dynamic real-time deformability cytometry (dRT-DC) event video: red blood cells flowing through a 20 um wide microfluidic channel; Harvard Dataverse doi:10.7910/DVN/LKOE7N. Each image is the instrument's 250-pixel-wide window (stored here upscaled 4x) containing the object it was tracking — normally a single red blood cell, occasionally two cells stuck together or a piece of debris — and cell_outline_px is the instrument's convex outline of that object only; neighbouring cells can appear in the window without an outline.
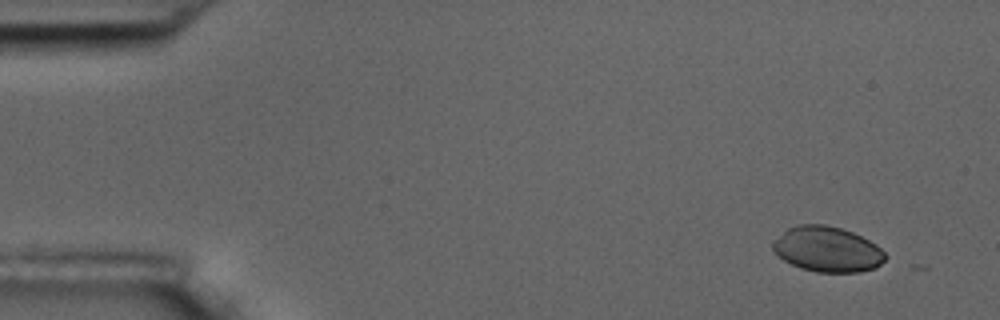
{"species": "common noctule bat (a hibernating species)", "species_latin": "Nyctalus noctula", "temperature_condition": "room temperature", "stored_images_in_passage": 5, "camera_frame_rate_fps": 3000, "um_per_image_px": 0.085, "animal": {"sex": "male", "body_mass_g": 17.5, "forearm_length_mm": 52.3}, "frame": {"image": 1, "passage_image": 1, "time_ms": 0.0, "image_size_px": [1000, 320], "cell_outline_px": [[884, 260], [876, 268], [860, 272], [816, 272], [800, 268], [784, 260], [772, 248], [772, 244], [788, 228], [796, 224], [824, 224], [840, 228], [852, 232], [876, 244], [884, 252]], "centroid_in_image_um": [70.33, 21.19], "position_along_channel_um": 14.7, "area_um2": 29.36}}